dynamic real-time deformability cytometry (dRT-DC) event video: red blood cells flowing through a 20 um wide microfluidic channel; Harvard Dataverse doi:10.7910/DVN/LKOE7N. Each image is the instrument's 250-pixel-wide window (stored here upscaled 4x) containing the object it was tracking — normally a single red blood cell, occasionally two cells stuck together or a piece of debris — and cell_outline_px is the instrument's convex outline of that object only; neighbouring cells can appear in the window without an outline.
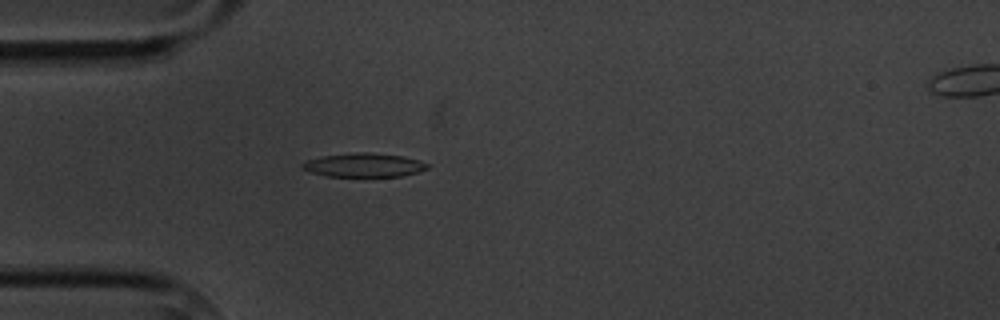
{"species": "common noctule bat (a hibernating species)", "species_latin": "Nyctalus noctula", "temperature_condition": "cold", "stored_images_in_passage": 6, "segment_of_instrument_passage": [1, 2], "camera_frame_rate_fps": 3000, "um_per_image_px": 0.085, "animal": {"sex": "male", "body_mass_g": 20.1, "forearm_length_mm": 53.5}, "frame": {"image": 1, "passage_image": 5, "time_ms": 4.667, "image_size_px": [1000, 320], "cell_outline_px": [[428, 168], [420, 172], [400, 176], [328, 176], [312, 172], [304, 168], [300, 164], [304, 160], [320, 156], [356, 152], [372, 152], [404, 156], [420, 160], [428, 164]], "centroid_in_image_um": [30.95, 14.01], "position_along_channel_um": 54.0, "area_um2": 17.46}}